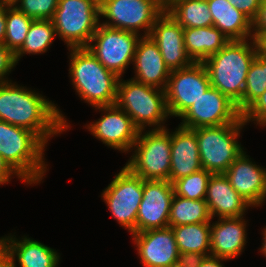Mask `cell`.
<instances>
[{
    "label": "cell",
    "instance_id": "31",
    "mask_svg": "<svg viewBox=\"0 0 266 267\" xmlns=\"http://www.w3.org/2000/svg\"><path fill=\"white\" fill-rule=\"evenodd\" d=\"M266 91V58L257 53L251 63L242 98V113Z\"/></svg>",
    "mask_w": 266,
    "mask_h": 267
},
{
    "label": "cell",
    "instance_id": "32",
    "mask_svg": "<svg viewBox=\"0 0 266 267\" xmlns=\"http://www.w3.org/2000/svg\"><path fill=\"white\" fill-rule=\"evenodd\" d=\"M212 173L201 169L188 176L175 180L174 194L191 200H203L206 197L207 185Z\"/></svg>",
    "mask_w": 266,
    "mask_h": 267
},
{
    "label": "cell",
    "instance_id": "37",
    "mask_svg": "<svg viewBox=\"0 0 266 267\" xmlns=\"http://www.w3.org/2000/svg\"><path fill=\"white\" fill-rule=\"evenodd\" d=\"M206 256L202 253L179 252L175 267H200Z\"/></svg>",
    "mask_w": 266,
    "mask_h": 267
},
{
    "label": "cell",
    "instance_id": "16",
    "mask_svg": "<svg viewBox=\"0 0 266 267\" xmlns=\"http://www.w3.org/2000/svg\"><path fill=\"white\" fill-rule=\"evenodd\" d=\"M143 267H175L179 254L171 227L131 234Z\"/></svg>",
    "mask_w": 266,
    "mask_h": 267
},
{
    "label": "cell",
    "instance_id": "8",
    "mask_svg": "<svg viewBox=\"0 0 266 267\" xmlns=\"http://www.w3.org/2000/svg\"><path fill=\"white\" fill-rule=\"evenodd\" d=\"M99 19V0H59L52 21L68 48H81L89 45Z\"/></svg>",
    "mask_w": 266,
    "mask_h": 267
},
{
    "label": "cell",
    "instance_id": "41",
    "mask_svg": "<svg viewBox=\"0 0 266 267\" xmlns=\"http://www.w3.org/2000/svg\"><path fill=\"white\" fill-rule=\"evenodd\" d=\"M6 35V4L0 3V44H4Z\"/></svg>",
    "mask_w": 266,
    "mask_h": 267
},
{
    "label": "cell",
    "instance_id": "33",
    "mask_svg": "<svg viewBox=\"0 0 266 267\" xmlns=\"http://www.w3.org/2000/svg\"><path fill=\"white\" fill-rule=\"evenodd\" d=\"M58 2L59 0H18L14 6L34 20H52Z\"/></svg>",
    "mask_w": 266,
    "mask_h": 267
},
{
    "label": "cell",
    "instance_id": "2",
    "mask_svg": "<svg viewBox=\"0 0 266 267\" xmlns=\"http://www.w3.org/2000/svg\"><path fill=\"white\" fill-rule=\"evenodd\" d=\"M257 53L258 47L254 38L230 40L221 50L203 62L211 87L234 102L241 114L247 73Z\"/></svg>",
    "mask_w": 266,
    "mask_h": 267
},
{
    "label": "cell",
    "instance_id": "10",
    "mask_svg": "<svg viewBox=\"0 0 266 267\" xmlns=\"http://www.w3.org/2000/svg\"><path fill=\"white\" fill-rule=\"evenodd\" d=\"M101 194L111 216L130 234L136 233L137 212L143 195V179L124 166Z\"/></svg>",
    "mask_w": 266,
    "mask_h": 267
},
{
    "label": "cell",
    "instance_id": "46",
    "mask_svg": "<svg viewBox=\"0 0 266 267\" xmlns=\"http://www.w3.org/2000/svg\"><path fill=\"white\" fill-rule=\"evenodd\" d=\"M18 0H0V3L9 5V6H14Z\"/></svg>",
    "mask_w": 266,
    "mask_h": 267
},
{
    "label": "cell",
    "instance_id": "1",
    "mask_svg": "<svg viewBox=\"0 0 266 267\" xmlns=\"http://www.w3.org/2000/svg\"><path fill=\"white\" fill-rule=\"evenodd\" d=\"M57 104L12 81L0 83V121L34 132L45 144L70 128Z\"/></svg>",
    "mask_w": 266,
    "mask_h": 267
},
{
    "label": "cell",
    "instance_id": "20",
    "mask_svg": "<svg viewBox=\"0 0 266 267\" xmlns=\"http://www.w3.org/2000/svg\"><path fill=\"white\" fill-rule=\"evenodd\" d=\"M217 219L210 224V255L228 260L239 257L247 243V221L244 216Z\"/></svg>",
    "mask_w": 266,
    "mask_h": 267
},
{
    "label": "cell",
    "instance_id": "36",
    "mask_svg": "<svg viewBox=\"0 0 266 267\" xmlns=\"http://www.w3.org/2000/svg\"><path fill=\"white\" fill-rule=\"evenodd\" d=\"M244 13L252 22L257 18L262 0H227Z\"/></svg>",
    "mask_w": 266,
    "mask_h": 267
},
{
    "label": "cell",
    "instance_id": "29",
    "mask_svg": "<svg viewBox=\"0 0 266 267\" xmlns=\"http://www.w3.org/2000/svg\"><path fill=\"white\" fill-rule=\"evenodd\" d=\"M56 35L52 20H33L23 45L15 53L16 62L18 63L25 54L37 55L47 52Z\"/></svg>",
    "mask_w": 266,
    "mask_h": 267
},
{
    "label": "cell",
    "instance_id": "14",
    "mask_svg": "<svg viewBox=\"0 0 266 267\" xmlns=\"http://www.w3.org/2000/svg\"><path fill=\"white\" fill-rule=\"evenodd\" d=\"M95 110L105 114L85 128L108 147L124 153L131 151L140 131L132 119L116 104L95 107Z\"/></svg>",
    "mask_w": 266,
    "mask_h": 267
},
{
    "label": "cell",
    "instance_id": "39",
    "mask_svg": "<svg viewBox=\"0 0 266 267\" xmlns=\"http://www.w3.org/2000/svg\"><path fill=\"white\" fill-rule=\"evenodd\" d=\"M12 175L17 176L20 180L27 183L0 155V185L8 184L13 178Z\"/></svg>",
    "mask_w": 266,
    "mask_h": 267
},
{
    "label": "cell",
    "instance_id": "28",
    "mask_svg": "<svg viewBox=\"0 0 266 267\" xmlns=\"http://www.w3.org/2000/svg\"><path fill=\"white\" fill-rule=\"evenodd\" d=\"M211 221L212 217L205 199L191 200L174 194L169 214V227Z\"/></svg>",
    "mask_w": 266,
    "mask_h": 267
},
{
    "label": "cell",
    "instance_id": "38",
    "mask_svg": "<svg viewBox=\"0 0 266 267\" xmlns=\"http://www.w3.org/2000/svg\"><path fill=\"white\" fill-rule=\"evenodd\" d=\"M266 33V0H262L257 18L253 21V38Z\"/></svg>",
    "mask_w": 266,
    "mask_h": 267
},
{
    "label": "cell",
    "instance_id": "35",
    "mask_svg": "<svg viewBox=\"0 0 266 267\" xmlns=\"http://www.w3.org/2000/svg\"><path fill=\"white\" fill-rule=\"evenodd\" d=\"M15 54L4 44H0V83L9 82L7 75L16 67Z\"/></svg>",
    "mask_w": 266,
    "mask_h": 267
},
{
    "label": "cell",
    "instance_id": "19",
    "mask_svg": "<svg viewBox=\"0 0 266 267\" xmlns=\"http://www.w3.org/2000/svg\"><path fill=\"white\" fill-rule=\"evenodd\" d=\"M132 79L159 89H166L170 70L165 65L157 44L150 36H141L137 43Z\"/></svg>",
    "mask_w": 266,
    "mask_h": 267
},
{
    "label": "cell",
    "instance_id": "44",
    "mask_svg": "<svg viewBox=\"0 0 266 267\" xmlns=\"http://www.w3.org/2000/svg\"><path fill=\"white\" fill-rule=\"evenodd\" d=\"M262 236H263V243H262V246H261V248H260V252H261V254H263L264 255V257H266V227L265 228H263V230H262Z\"/></svg>",
    "mask_w": 266,
    "mask_h": 267
},
{
    "label": "cell",
    "instance_id": "3",
    "mask_svg": "<svg viewBox=\"0 0 266 267\" xmlns=\"http://www.w3.org/2000/svg\"><path fill=\"white\" fill-rule=\"evenodd\" d=\"M68 50L69 76L81 100L94 108L114 105L120 77L106 69L87 47Z\"/></svg>",
    "mask_w": 266,
    "mask_h": 267
},
{
    "label": "cell",
    "instance_id": "7",
    "mask_svg": "<svg viewBox=\"0 0 266 267\" xmlns=\"http://www.w3.org/2000/svg\"><path fill=\"white\" fill-rule=\"evenodd\" d=\"M246 123H230L193 129L196 132L202 168L212 174H224L243 152L238 138Z\"/></svg>",
    "mask_w": 266,
    "mask_h": 267
},
{
    "label": "cell",
    "instance_id": "21",
    "mask_svg": "<svg viewBox=\"0 0 266 267\" xmlns=\"http://www.w3.org/2000/svg\"><path fill=\"white\" fill-rule=\"evenodd\" d=\"M171 167L169 181L173 183L202 168L196 132L178 125L171 132Z\"/></svg>",
    "mask_w": 266,
    "mask_h": 267
},
{
    "label": "cell",
    "instance_id": "13",
    "mask_svg": "<svg viewBox=\"0 0 266 267\" xmlns=\"http://www.w3.org/2000/svg\"><path fill=\"white\" fill-rule=\"evenodd\" d=\"M180 118L179 126L187 129L238 123L242 114L237 105L214 87L201 95Z\"/></svg>",
    "mask_w": 266,
    "mask_h": 267
},
{
    "label": "cell",
    "instance_id": "24",
    "mask_svg": "<svg viewBox=\"0 0 266 267\" xmlns=\"http://www.w3.org/2000/svg\"><path fill=\"white\" fill-rule=\"evenodd\" d=\"M213 25L230 40L253 38V22L227 0H207Z\"/></svg>",
    "mask_w": 266,
    "mask_h": 267
},
{
    "label": "cell",
    "instance_id": "47",
    "mask_svg": "<svg viewBox=\"0 0 266 267\" xmlns=\"http://www.w3.org/2000/svg\"><path fill=\"white\" fill-rule=\"evenodd\" d=\"M259 126H266V117L258 124Z\"/></svg>",
    "mask_w": 266,
    "mask_h": 267
},
{
    "label": "cell",
    "instance_id": "12",
    "mask_svg": "<svg viewBox=\"0 0 266 267\" xmlns=\"http://www.w3.org/2000/svg\"><path fill=\"white\" fill-rule=\"evenodd\" d=\"M208 72L203 63L170 72L165 89L170 116L180 117L210 88Z\"/></svg>",
    "mask_w": 266,
    "mask_h": 267
},
{
    "label": "cell",
    "instance_id": "43",
    "mask_svg": "<svg viewBox=\"0 0 266 267\" xmlns=\"http://www.w3.org/2000/svg\"><path fill=\"white\" fill-rule=\"evenodd\" d=\"M258 53L266 58V33L261 34L256 39Z\"/></svg>",
    "mask_w": 266,
    "mask_h": 267
},
{
    "label": "cell",
    "instance_id": "26",
    "mask_svg": "<svg viewBox=\"0 0 266 267\" xmlns=\"http://www.w3.org/2000/svg\"><path fill=\"white\" fill-rule=\"evenodd\" d=\"M165 11L184 29L213 25L207 0H176Z\"/></svg>",
    "mask_w": 266,
    "mask_h": 267
},
{
    "label": "cell",
    "instance_id": "11",
    "mask_svg": "<svg viewBox=\"0 0 266 267\" xmlns=\"http://www.w3.org/2000/svg\"><path fill=\"white\" fill-rule=\"evenodd\" d=\"M141 35L99 24L87 48L108 70L122 77L129 64L133 65Z\"/></svg>",
    "mask_w": 266,
    "mask_h": 267
},
{
    "label": "cell",
    "instance_id": "40",
    "mask_svg": "<svg viewBox=\"0 0 266 267\" xmlns=\"http://www.w3.org/2000/svg\"><path fill=\"white\" fill-rule=\"evenodd\" d=\"M9 235L0 238V267H10Z\"/></svg>",
    "mask_w": 266,
    "mask_h": 267
},
{
    "label": "cell",
    "instance_id": "34",
    "mask_svg": "<svg viewBox=\"0 0 266 267\" xmlns=\"http://www.w3.org/2000/svg\"><path fill=\"white\" fill-rule=\"evenodd\" d=\"M266 117V91L255 100L243 113L242 120L259 124Z\"/></svg>",
    "mask_w": 266,
    "mask_h": 267
},
{
    "label": "cell",
    "instance_id": "18",
    "mask_svg": "<svg viewBox=\"0 0 266 267\" xmlns=\"http://www.w3.org/2000/svg\"><path fill=\"white\" fill-rule=\"evenodd\" d=\"M224 175L228 178L230 185L252 207H259L265 203L266 168L253 163L246 155V151L243 150Z\"/></svg>",
    "mask_w": 266,
    "mask_h": 267
},
{
    "label": "cell",
    "instance_id": "42",
    "mask_svg": "<svg viewBox=\"0 0 266 267\" xmlns=\"http://www.w3.org/2000/svg\"><path fill=\"white\" fill-rule=\"evenodd\" d=\"M227 260L228 259L209 255L205 257L200 267H224L223 262Z\"/></svg>",
    "mask_w": 266,
    "mask_h": 267
},
{
    "label": "cell",
    "instance_id": "27",
    "mask_svg": "<svg viewBox=\"0 0 266 267\" xmlns=\"http://www.w3.org/2000/svg\"><path fill=\"white\" fill-rule=\"evenodd\" d=\"M210 224L211 222L173 226L179 252H194L210 255Z\"/></svg>",
    "mask_w": 266,
    "mask_h": 267
},
{
    "label": "cell",
    "instance_id": "6",
    "mask_svg": "<svg viewBox=\"0 0 266 267\" xmlns=\"http://www.w3.org/2000/svg\"><path fill=\"white\" fill-rule=\"evenodd\" d=\"M130 151V159L125 166L143 180L169 181L171 132L169 129L140 130Z\"/></svg>",
    "mask_w": 266,
    "mask_h": 267
},
{
    "label": "cell",
    "instance_id": "9",
    "mask_svg": "<svg viewBox=\"0 0 266 267\" xmlns=\"http://www.w3.org/2000/svg\"><path fill=\"white\" fill-rule=\"evenodd\" d=\"M99 5L100 17L106 19L101 24L142 36H149L155 20L165 11L159 0H99Z\"/></svg>",
    "mask_w": 266,
    "mask_h": 267
},
{
    "label": "cell",
    "instance_id": "30",
    "mask_svg": "<svg viewBox=\"0 0 266 267\" xmlns=\"http://www.w3.org/2000/svg\"><path fill=\"white\" fill-rule=\"evenodd\" d=\"M33 18L19 11L15 6L6 5V35L4 45L14 54L23 45Z\"/></svg>",
    "mask_w": 266,
    "mask_h": 267
},
{
    "label": "cell",
    "instance_id": "23",
    "mask_svg": "<svg viewBox=\"0 0 266 267\" xmlns=\"http://www.w3.org/2000/svg\"><path fill=\"white\" fill-rule=\"evenodd\" d=\"M9 257L10 267H58L60 262V255L55 249L26 235L17 239L10 234Z\"/></svg>",
    "mask_w": 266,
    "mask_h": 267
},
{
    "label": "cell",
    "instance_id": "5",
    "mask_svg": "<svg viewBox=\"0 0 266 267\" xmlns=\"http://www.w3.org/2000/svg\"><path fill=\"white\" fill-rule=\"evenodd\" d=\"M115 104L132 119L139 130H146V126L153 129L166 128L164 124L170 114L163 89L120 77Z\"/></svg>",
    "mask_w": 266,
    "mask_h": 267
},
{
    "label": "cell",
    "instance_id": "45",
    "mask_svg": "<svg viewBox=\"0 0 266 267\" xmlns=\"http://www.w3.org/2000/svg\"><path fill=\"white\" fill-rule=\"evenodd\" d=\"M161 7L165 10L168 6L174 3L176 0H159Z\"/></svg>",
    "mask_w": 266,
    "mask_h": 267
},
{
    "label": "cell",
    "instance_id": "22",
    "mask_svg": "<svg viewBox=\"0 0 266 267\" xmlns=\"http://www.w3.org/2000/svg\"><path fill=\"white\" fill-rule=\"evenodd\" d=\"M212 219L243 217L252 206L230 185L224 174H212L205 197Z\"/></svg>",
    "mask_w": 266,
    "mask_h": 267
},
{
    "label": "cell",
    "instance_id": "4",
    "mask_svg": "<svg viewBox=\"0 0 266 267\" xmlns=\"http://www.w3.org/2000/svg\"><path fill=\"white\" fill-rule=\"evenodd\" d=\"M46 146L34 132L0 121V155L28 185L38 184L45 177Z\"/></svg>",
    "mask_w": 266,
    "mask_h": 267
},
{
    "label": "cell",
    "instance_id": "17",
    "mask_svg": "<svg viewBox=\"0 0 266 267\" xmlns=\"http://www.w3.org/2000/svg\"><path fill=\"white\" fill-rule=\"evenodd\" d=\"M183 30L184 28L164 11L155 20L149 34L170 71L186 68L194 63L186 52Z\"/></svg>",
    "mask_w": 266,
    "mask_h": 267
},
{
    "label": "cell",
    "instance_id": "15",
    "mask_svg": "<svg viewBox=\"0 0 266 267\" xmlns=\"http://www.w3.org/2000/svg\"><path fill=\"white\" fill-rule=\"evenodd\" d=\"M174 196L173 185L165 180H143V195L137 212L136 233L169 227Z\"/></svg>",
    "mask_w": 266,
    "mask_h": 267
},
{
    "label": "cell",
    "instance_id": "25",
    "mask_svg": "<svg viewBox=\"0 0 266 267\" xmlns=\"http://www.w3.org/2000/svg\"><path fill=\"white\" fill-rule=\"evenodd\" d=\"M186 52L194 63H203L221 50L230 39L214 25L183 30Z\"/></svg>",
    "mask_w": 266,
    "mask_h": 267
}]
</instances>
